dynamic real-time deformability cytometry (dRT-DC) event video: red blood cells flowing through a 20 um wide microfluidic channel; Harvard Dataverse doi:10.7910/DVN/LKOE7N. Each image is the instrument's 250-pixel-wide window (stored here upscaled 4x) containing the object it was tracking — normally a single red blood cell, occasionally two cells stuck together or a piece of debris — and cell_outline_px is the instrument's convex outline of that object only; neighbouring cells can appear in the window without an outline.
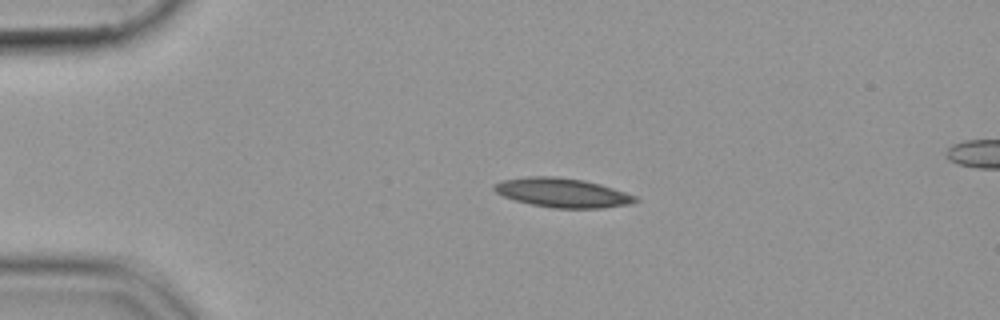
{"species": "common noctule bat (a hibernating species)", "species_latin": "Nyctalus noctula", "temperature_condition": "cold", "stored_images_in_passage": 46, "camera_frame_rate_fps": 3000, "um_per_image_px": 0.085, "animal": {"sex": "female", "body_mass_g": 19.9}, "frame": {"image": 1, "passage_image": 11, "time_ms": 3.333, "image_size_px": [1000, 320], "cell_outline_px": [[640, 200], [628, 204], [600, 208], [552, 208], [532, 204], [516, 200], [504, 196], [496, 192], [492, 188], [500, 180], [528, 176], [552, 176], [584, 180], [600, 184], [636, 196]], "centroid_in_image_um": [47.79, 16.37], "position_along_channel_um": 37.2, "area_um2": 23.81}}
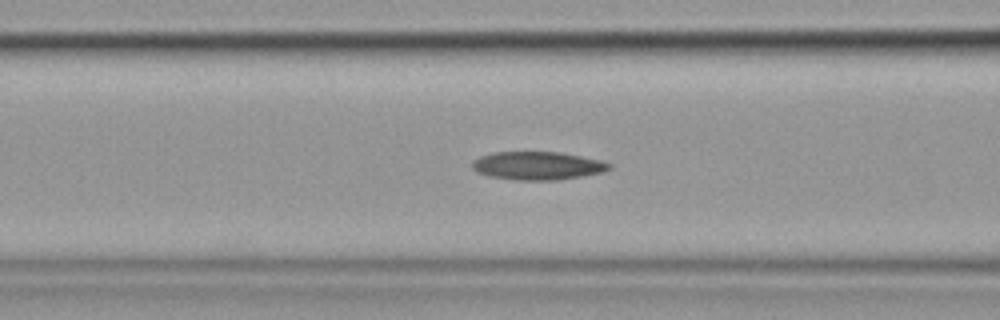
{"frame": {"image": 2, "passage_image": 21, "time_ms": 6.667, "image_size_px": [1000, 320], "cell_outline_px": [[612, 168], [600, 172], [584, 176], [556, 180], [516, 180], [488, 176], [476, 172], [472, 168], [472, 160], [480, 156], [492, 152], [560, 152], [600, 160], [612, 164]], "centroid_in_image_um": [45.66, 14.08], "position_along_channel_um": 120.9, "area_um2": 22.6}}
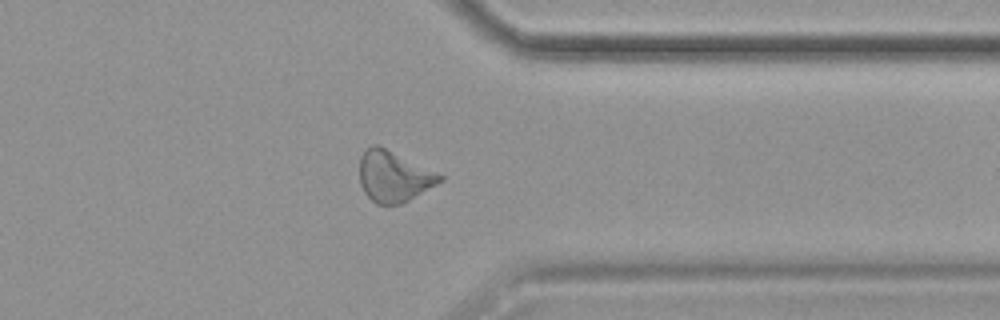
{"frame": {"image": 3, "passage_image": 42, "time_ms": 13.667, "image_size_px": [1000, 320], "cell_outline_px": [[444, 180], [408, 200], [400, 204], [376, 204], [364, 192], [360, 184], [360, 156], [364, 148], [372, 144], [376, 144], [436, 172], [444, 176]], "centroid_in_image_um": [33.43, 14.99], "position_along_channel_um": 378.0, "area_um2": 23.52}}